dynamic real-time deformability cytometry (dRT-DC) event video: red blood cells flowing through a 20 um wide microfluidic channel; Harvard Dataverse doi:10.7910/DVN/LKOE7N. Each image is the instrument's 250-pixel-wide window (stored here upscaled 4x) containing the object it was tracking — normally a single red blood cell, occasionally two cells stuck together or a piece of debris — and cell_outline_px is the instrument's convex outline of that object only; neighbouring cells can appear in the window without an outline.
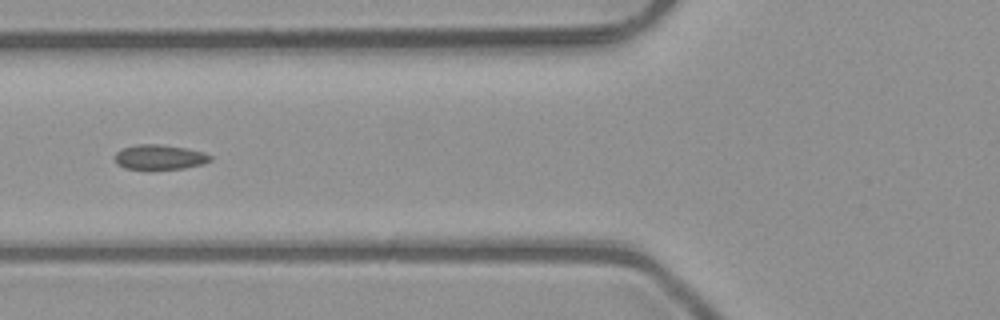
{"species": "common noctule bat (a hibernating species)", "species_latin": "Nyctalus noctula", "temperature_condition": "room temperature", "stored_images_in_passage": 5, "camera_frame_rate_fps": 3000, "um_per_image_px": 0.085, "animal": {"sex": "male", "body_mass_g": 23.1, "forearm_length_mm": 52.7}, "frame": {"image": 1, "passage_image": 5, "time_ms": 1.333, "image_size_px": [1000, 320], "cell_outline_px": [[212, 160], [204, 164], [184, 168], [148, 172], [124, 168], [116, 164], [116, 152], [120, 148], [136, 144], [156, 144], [184, 148], [204, 152], [212, 156]], "centroid_in_image_um": [13.53, 13.4], "position_along_channel_um": 112.3, "area_um2": 14.51}}